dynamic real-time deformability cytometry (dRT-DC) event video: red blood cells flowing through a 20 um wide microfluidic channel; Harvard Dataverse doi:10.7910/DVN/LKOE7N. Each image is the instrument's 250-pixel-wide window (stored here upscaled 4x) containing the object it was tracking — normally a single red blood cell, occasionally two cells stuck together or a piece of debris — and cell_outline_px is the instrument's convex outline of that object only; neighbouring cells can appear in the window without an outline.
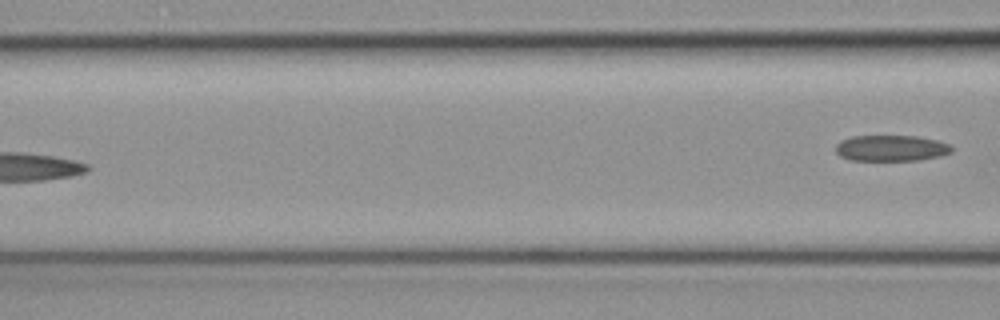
{"species": "common noctule bat (a hibernating species)", "species_latin": "Nyctalus noctula", "temperature_condition": "cold", "stored_images_in_passage": 7, "camera_frame_rate_fps": 3000, "um_per_image_px": 0.085, "animal": {"sex": "female", "body_mass_g": 19.3, "forearm_length_mm": 54.1}, "frame": {"image": 1, "passage_image": 7, "time_ms": 2.0, "image_size_px": [1000, 320], "cell_outline_px": [[952, 152], [940, 156], [916, 160], [848, 160], [840, 156], [836, 152], [836, 144], [840, 140], [852, 136], [916, 136], [936, 140], [948, 144], [952, 148]], "centroid_in_image_um": [75.71, 12.59], "position_along_channel_um": 90.9, "area_um2": 17.51}}